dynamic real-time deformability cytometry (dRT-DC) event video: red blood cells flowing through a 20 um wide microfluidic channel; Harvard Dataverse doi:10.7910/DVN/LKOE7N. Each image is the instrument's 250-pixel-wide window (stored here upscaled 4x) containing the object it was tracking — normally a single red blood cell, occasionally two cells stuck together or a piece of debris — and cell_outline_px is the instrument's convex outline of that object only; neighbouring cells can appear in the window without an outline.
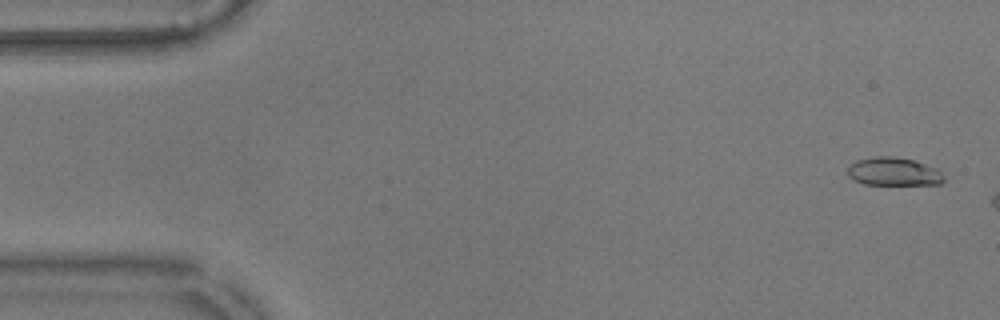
{"species": "common noctule bat (a hibernating species)", "species_latin": "Nyctalus noctula", "temperature_condition": "warm", "stored_images_in_passage": 8, "camera_frame_rate_fps": 3000, "um_per_image_px": 0.085, "animal": {"sex": "male", "body_mass_g": 17.9}, "frame": {"image": 1, "passage_image": 2, "time_ms": 0.333, "image_size_px": [1000, 320], "cell_outline_px": [[944, 180], [940, 184], [864, 184], [848, 176], [848, 168], [856, 160], [876, 156], [892, 156], [912, 160], [936, 168], [944, 176]], "centroid_in_image_um": [75.95, 14.58], "position_along_channel_um": 9.0, "area_um2": 15.55}}